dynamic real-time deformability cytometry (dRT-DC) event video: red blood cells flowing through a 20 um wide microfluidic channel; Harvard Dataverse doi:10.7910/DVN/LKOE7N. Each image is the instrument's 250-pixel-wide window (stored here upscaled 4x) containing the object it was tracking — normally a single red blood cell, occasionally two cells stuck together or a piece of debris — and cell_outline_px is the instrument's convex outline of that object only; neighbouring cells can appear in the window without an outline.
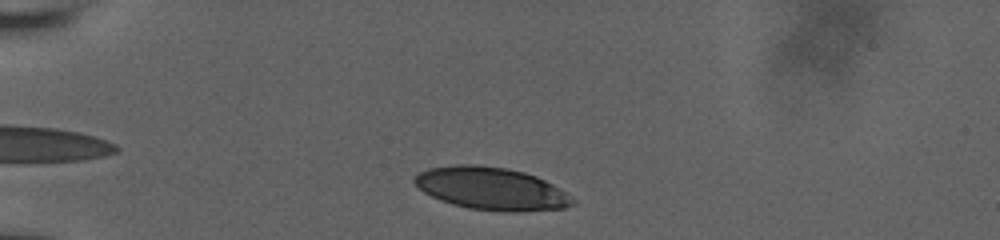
{"species": "human", "species_latin": "Homo sapiens", "temperature_condition": "room temperature", "stored_images_in_passage": 36, "camera_frame_rate_fps": 3000, "um_per_image_px": 0.085, "donor": {"sex": "male"}, "frame": {"image": 1, "passage_image": 3, "time_ms": 0.667, "image_size_px": [1000, 240], "cell_outline_px": [[576, 200], [572, 204], [564, 208], [512, 212], [504, 212], [468, 208], [452, 204], [440, 200], [424, 192], [412, 180], [412, 176], [428, 168], [456, 164], [476, 164], [504, 168], [524, 172], [536, 176], [552, 184], [572, 196]], "centroid_in_image_um": [41.74, 16.03], "position_along_channel_um": 43.3, "area_um2": 39.25}}
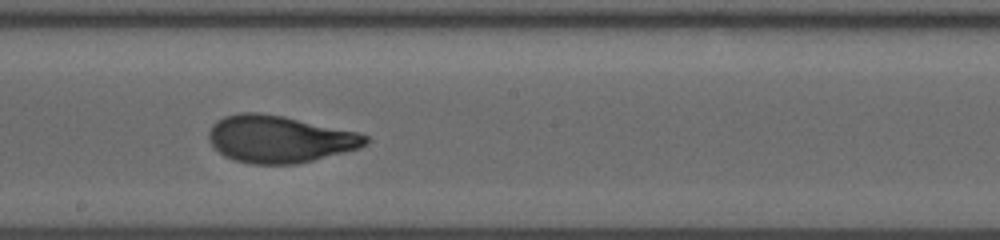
{"frame": {"image": 2, "passage_image": 21, "time_ms": 6.667, "image_size_px": [1000, 240], "cell_outline_px": [[368, 144], [360, 148], [296, 164], [252, 164], [232, 160], [224, 156], [208, 140], [208, 132], [212, 124], [216, 120], [224, 116], [240, 112], [260, 112], [284, 116], [360, 132], [368, 136]], "centroid_in_image_um": [23.75, 11.81], "position_along_channel_um": 224.5, "area_um2": 43.35}}
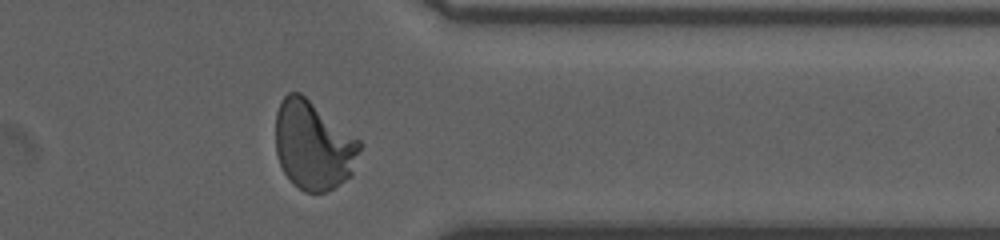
{"frame": {"image": 3, "passage_image": 34, "time_ms": 11.0, "image_size_px": [1000, 240], "cell_outline_px": [[364, 144], [352, 176], [332, 188], [324, 192], [304, 192], [292, 184], [284, 172], [280, 164], [276, 152], [276, 112], [280, 100], [288, 92], [300, 92], [360, 140]], "centroid_in_image_um": [26.65, 12.36], "position_along_channel_um": 384.8, "area_um2": 43.93}, "authors_computed_cell_mechanics": {"area_um2": 42.483, "velocity_mm_per_s": 3.8157, "shape_relaxation_time_tau1_ms": 5.9074, "shape_relaxation_time_tau2_ms": null, "deformation_change_tau1": 0.2276, "deformation_change_tau2": null}}